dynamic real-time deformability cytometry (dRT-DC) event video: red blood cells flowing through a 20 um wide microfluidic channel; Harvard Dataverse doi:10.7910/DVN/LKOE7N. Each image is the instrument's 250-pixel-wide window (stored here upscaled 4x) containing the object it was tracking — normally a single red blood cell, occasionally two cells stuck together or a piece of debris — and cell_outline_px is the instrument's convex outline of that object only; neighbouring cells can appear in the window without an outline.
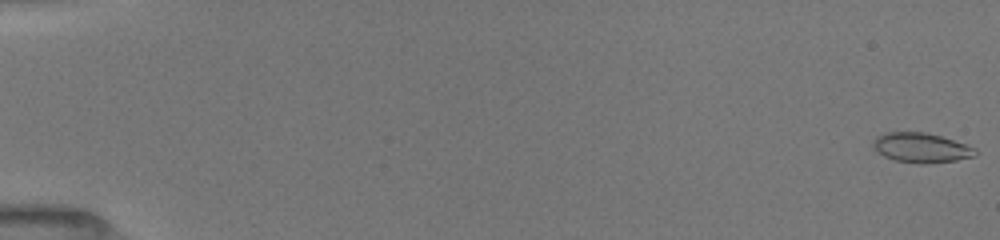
{"species": "common noctule bat (a hibernating species)", "species_latin": "Nyctalus noctula", "temperature_condition": "room temperature", "stored_images_in_passage": 53, "camera_frame_rate_fps": 3000, "um_per_image_px": 0.085, "animal": {"sex": "female", "body_mass_g": 19.5, "forearm_length_mm": 54.1}, "frame": {"image": 1, "passage_image": 1, "time_ms": 0.0, "image_size_px": [1000, 240], "cell_outline_px": [[976, 156], [956, 160], [924, 164], [920, 164], [896, 160], [884, 156], [872, 144], [872, 140], [876, 136], [884, 132], [924, 132], [940, 136], [976, 148]], "centroid_in_image_um": [78.29, 12.55], "position_along_channel_um": 6.7, "area_um2": 17.51}}
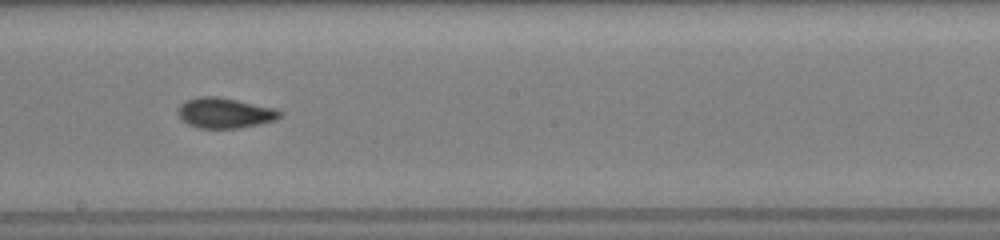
{"frame": {"image": 2, "passage_image": 31, "time_ms": 10.0, "image_size_px": [1000, 240], "cell_outline_px": [[284, 112], [276, 120], [260, 124], [240, 128], [196, 128], [188, 124], [176, 112], [180, 104], [188, 100], [200, 96], [216, 96], [276, 108]], "centroid_in_image_um": [19.13, 9.61], "position_along_channel_um": 229.1, "area_um2": 18.03}}
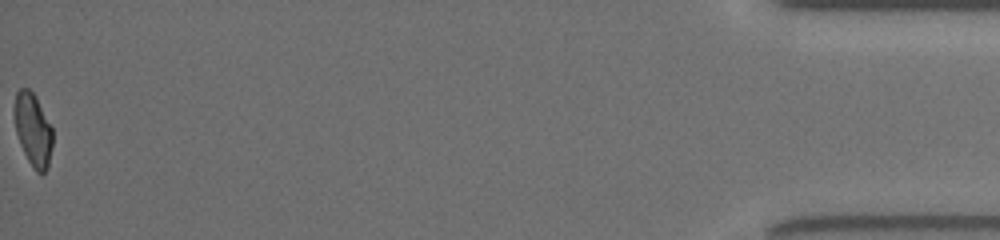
{"frame": {"image": 3, "passage_image": 53, "time_ms": 17.333, "image_size_px": [1000, 240], "cell_outline_px": [[52, 148], [48, 168], [44, 172], [36, 172], [28, 160], [20, 144], [16, 132], [12, 116], [12, 108], [16, 92], [20, 88], [28, 88], [36, 96], [52, 128]], "centroid_in_image_um": [2.77, 10.98], "position_along_channel_um": 432.4, "area_um2": 16.53}, "authors_computed_cell_mechanics": {"area_um2": 17.1088, "velocity_mm_per_s": 4.0031, "shape_relaxation_time_tau1_ms": 3.3487, "shape_relaxation_time_tau2_ms": 2.7551, "deformation_change_tau1": 0.134, "deformation_change_tau2": 0.0717}}